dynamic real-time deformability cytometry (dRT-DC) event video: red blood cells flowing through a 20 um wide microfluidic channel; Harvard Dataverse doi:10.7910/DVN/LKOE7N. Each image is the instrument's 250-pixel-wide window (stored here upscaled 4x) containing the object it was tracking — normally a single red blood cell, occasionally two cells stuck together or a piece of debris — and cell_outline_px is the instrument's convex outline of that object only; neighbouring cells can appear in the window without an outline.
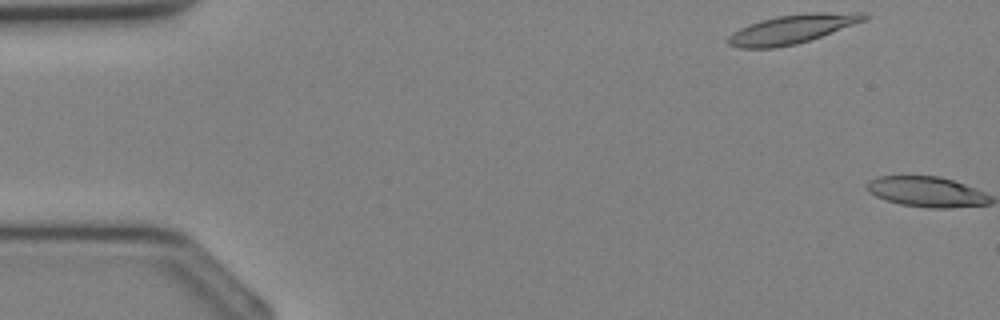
{"species": "Egyptian fruit bat (a non-hibernating species)", "species_latin": "Rousettus aegyptiacus", "temperature_condition": "cold", "stored_images_in_passage": 2, "camera_frame_rate_fps": 3000, "um_per_image_px": 0.085, "animal": {"sex": "female"}, "frame": {"image": 1, "passage_image": 1, "time_ms": 0.0, "image_size_px": [1000, 320], "cell_outline_px": [[868, 20], [796, 44], [776, 48], [740, 48], [728, 44], [728, 36], [732, 32], [740, 28], [776, 16], [812, 12], [864, 12], [868, 16]], "centroid_in_image_um": [67.38, 2.46], "position_along_channel_um": 17.6, "area_um2": 22.77}}